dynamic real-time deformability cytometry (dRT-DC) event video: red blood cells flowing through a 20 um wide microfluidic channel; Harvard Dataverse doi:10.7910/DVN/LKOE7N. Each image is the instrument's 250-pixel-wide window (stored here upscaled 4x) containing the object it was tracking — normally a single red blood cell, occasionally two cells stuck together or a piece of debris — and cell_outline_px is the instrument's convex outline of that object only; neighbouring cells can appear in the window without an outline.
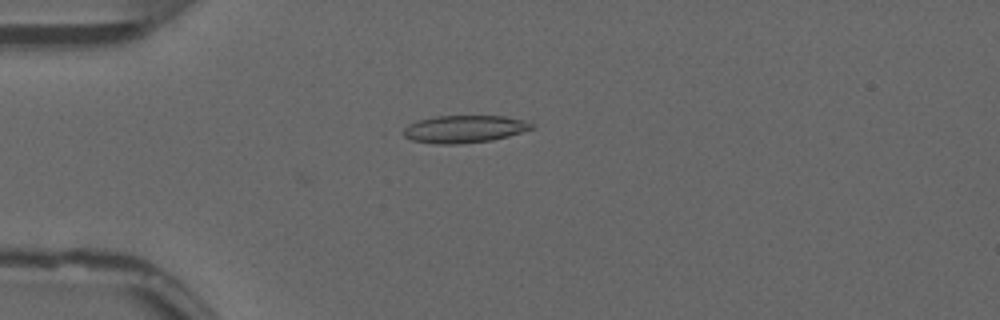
{"species": "common noctule bat (a hibernating species)", "species_latin": "Nyctalus noctula", "temperature_condition": "warm", "stored_images_in_passage": 35, "camera_frame_rate_fps": 3000, "um_per_image_px": 0.085, "animal": {"sex": "male", "forearm_length_mm": 52.5}, "frame": {"image": 1, "passage_image": 2, "time_ms": 0.333, "image_size_px": [1000, 320], "cell_outline_px": [[536, 128], [508, 136], [492, 140], [456, 144], [436, 144], [412, 140], [396, 132], [408, 124], [416, 120], [436, 116], [504, 116], [536, 124]], "centroid_in_image_um": [39.39, 10.97], "position_along_channel_um": 45.6, "area_um2": 20.81}}
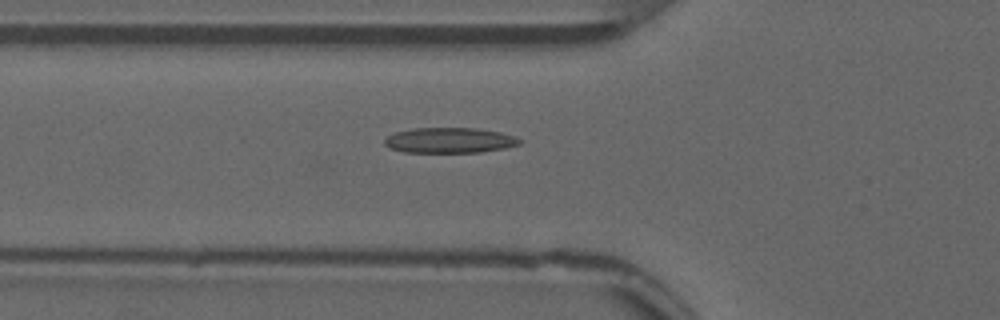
{"frame": {"image": 2, "passage_image": 7, "time_ms": 2.0, "image_size_px": [1000, 320], "cell_outline_px": [[524, 140], [520, 144], [504, 148], [480, 152], [404, 152], [392, 148], [384, 144], [384, 140], [388, 136], [396, 132], [412, 128], [476, 128], [500, 132]], "centroid_in_image_um": [38.23, 11.92], "position_along_channel_um": 87.6, "area_um2": 19.83}}
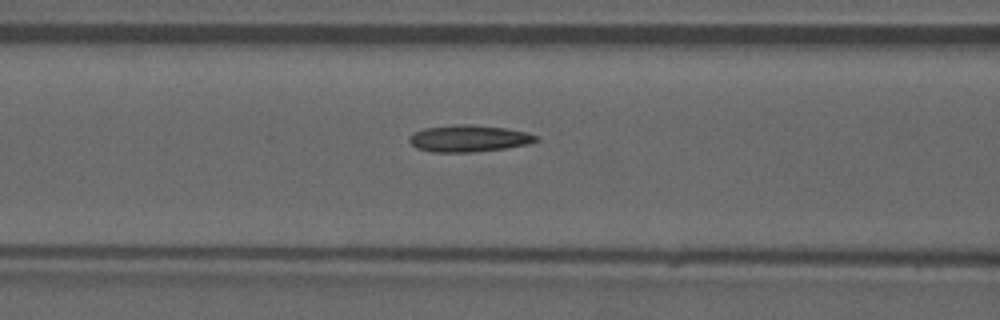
{"frame": {"image": 3, "passage_image": 10, "time_ms": 3.0, "image_size_px": [1000, 320], "cell_outline_px": [[540, 140], [528, 144], [504, 148], [472, 152], [432, 152], [416, 148], [408, 140], [416, 132], [424, 128], [456, 124], [468, 124], [508, 128], [528, 132], [540, 136]], "centroid_in_image_um": [39.91, 11.76], "position_along_channel_um": 126.7, "area_um2": 19.83}, "authors_computed_cell_mechanics": {"area_um2": 19.074, "velocity_mm_per_s": 3.8488, "shape_relaxation_time_tau1_ms": null, "shape_relaxation_time_tau2_ms": 2.5849, "deformation_change_tau1": null, "deformation_change_tau2": 0.1102}}